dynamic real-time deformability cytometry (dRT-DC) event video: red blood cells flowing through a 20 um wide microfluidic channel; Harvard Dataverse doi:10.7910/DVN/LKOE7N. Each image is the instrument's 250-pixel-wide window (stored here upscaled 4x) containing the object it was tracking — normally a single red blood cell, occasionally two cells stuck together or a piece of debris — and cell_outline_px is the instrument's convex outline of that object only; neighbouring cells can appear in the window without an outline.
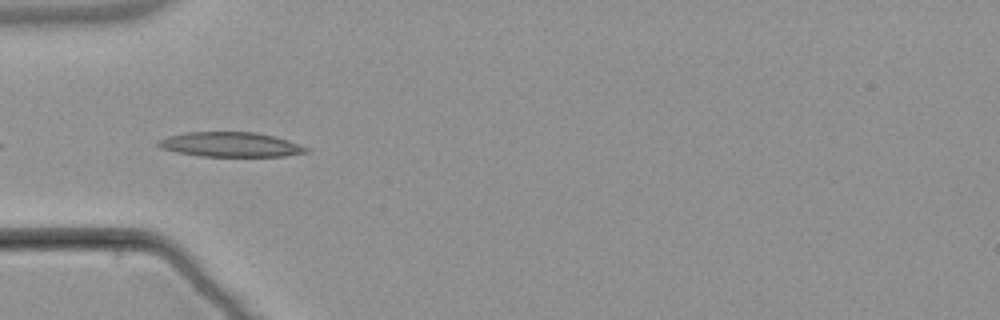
{"species": "common noctule bat (a hibernating species)", "species_latin": "Nyctalus noctula", "temperature_condition": "warm", "stored_images_in_passage": 5, "camera_frame_rate_fps": 3000, "um_per_image_px": 0.085, "animal": {"sex": "male", "body_mass_g": 21.5, "forearm_length_mm": 52.0}, "frame": {"image": 1, "passage_image": 3, "time_ms": 5.667, "image_size_px": [1000, 320], "cell_outline_px": [[312, 148], [308, 152], [284, 156], [200, 156], [176, 152], [160, 148], [156, 144], [160, 140], [168, 136], [188, 132], [256, 132], [288, 140]], "centroid_in_image_um": [19.62, 12.29], "position_along_channel_um": 65.4, "area_um2": 21.27}}
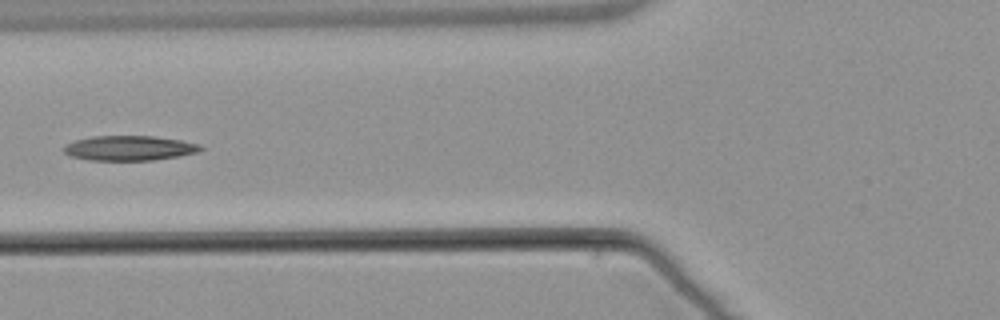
{"frame": {"image": 2, "passage_image": 4, "time_ms": 7.0, "image_size_px": [1000, 320], "cell_outline_px": [[204, 148], [200, 152], [152, 160], [88, 160], [68, 156], [64, 152], [64, 148], [68, 144], [76, 140], [92, 136], [152, 136], [180, 140], [200, 144]], "centroid_in_image_um": [11.0, 12.59], "position_along_channel_um": 114.8, "area_um2": 19.71}}